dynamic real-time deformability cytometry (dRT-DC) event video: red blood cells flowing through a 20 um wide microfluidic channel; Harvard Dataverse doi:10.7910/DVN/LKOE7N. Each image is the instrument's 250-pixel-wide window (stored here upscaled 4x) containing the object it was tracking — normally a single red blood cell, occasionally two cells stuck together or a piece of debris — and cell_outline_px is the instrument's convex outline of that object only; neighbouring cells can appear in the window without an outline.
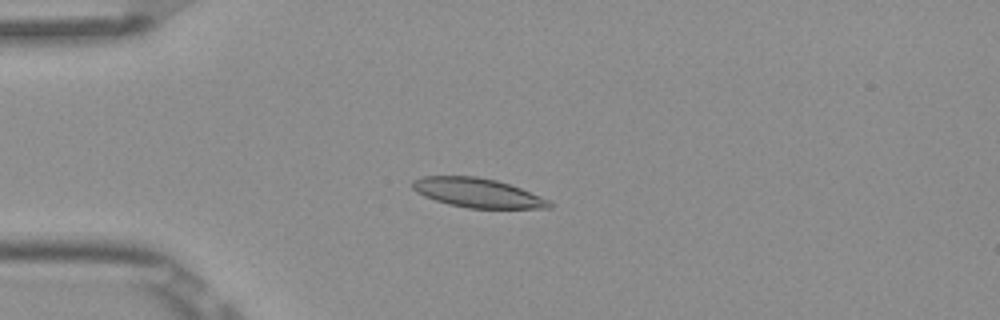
{"species": "Egyptian fruit bat (a non-hibernating species)", "species_latin": "Rousettus aegyptiacus", "temperature_condition": "room temperature", "stored_images_in_passage": 7, "camera_frame_rate_fps": 3000, "um_per_image_px": 0.085, "frame": {"image": 1, "passage_image": 4, "time_ms": 1.0, "image_size_px": [1000, 320], "cell_outline_px": [[552, 208], [468, 208], [448, 204], [424, 196], [416, 192], [412, 188], [412, 180], [424, 176], [476, 176], [496, 180], [520, 188], [548, 200], [552, 204]], "centroid_in_image_um": [40.55, 16.39], "position_along_channel_um": 44.5, "area_um2": 23.12}}
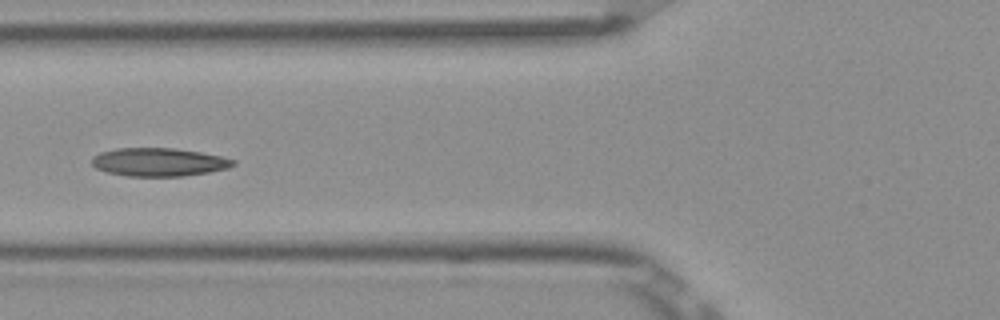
{"frame": {"image": 2, "passage_image": 6, "time_ms": 1.667, "image_size_px": [1000, 320], "cell_outline_px": [[236, 164], [228, 168], [208, 172], [184, 176], [128, 176], [108, 172], [96, 168], [92, 164], [92, 156], [100, 152], [116, 148], [176, 148], [200, 152], [220, 156], [236, 160]], "centroid_in_image_um": [13.5, 13.77], "position_along_channel_um": 112.3, "area_um2": 23.29}}
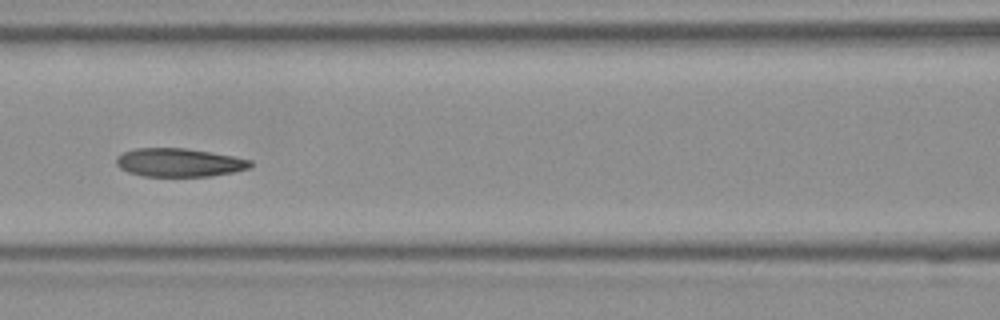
{"frame": {"image": 3, "passage_image": 7, "time_ms": 2.0, "image_size_px": [1000, 320], "cell_outline_px": [[252, 168], [212, 176], [144, 176], [128, 172], [120, 168], [116, 164], [116, 156], [124, 152], [136, 148], [184, 148], [232, 156], [252, 160]], "centroid_in_image_um": [15.22, 13.82], "position_along_channel_um": 151.4, "area_um2": 22.14}}